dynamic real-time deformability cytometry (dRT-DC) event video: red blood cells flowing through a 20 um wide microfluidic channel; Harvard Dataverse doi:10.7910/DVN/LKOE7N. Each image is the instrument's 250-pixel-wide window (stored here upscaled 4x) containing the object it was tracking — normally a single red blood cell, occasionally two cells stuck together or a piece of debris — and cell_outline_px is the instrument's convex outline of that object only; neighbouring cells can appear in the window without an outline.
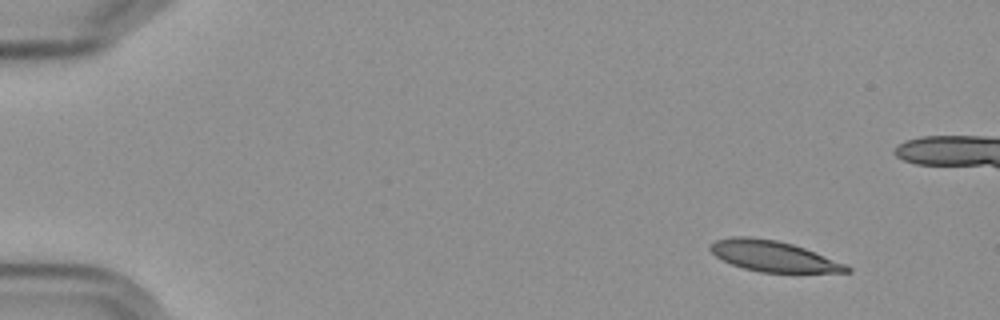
{"species": "Egyptian fruit bat (a non-hibernating species)", "species_latin": "Rousettus aegyptiacus", "temperature_condition": "cold", "stored_images_in_passage": 6, "segment_of_instrument_passage": [1, 2], "camera_frame_rate_fps": 3000, "um_per_image_px": 0.085, "frame": {"image": 1, "passage_image": 1, "time_ms": 0.0, "image_size_px": [1000, 320], "cell_outline_px": [[852, 272], [760, 272], [744, 268], [732, 264], [716, 256], [708, 248], [716, 240], [732, 236], [752, 236], [776, 240], [792, 244], [804, 248], [848, 264], [852, 268]], "centroid_in_image_um": [65.76, 21.77], "position_along_channel_um": 19.2, "area_um2": 24.33}}
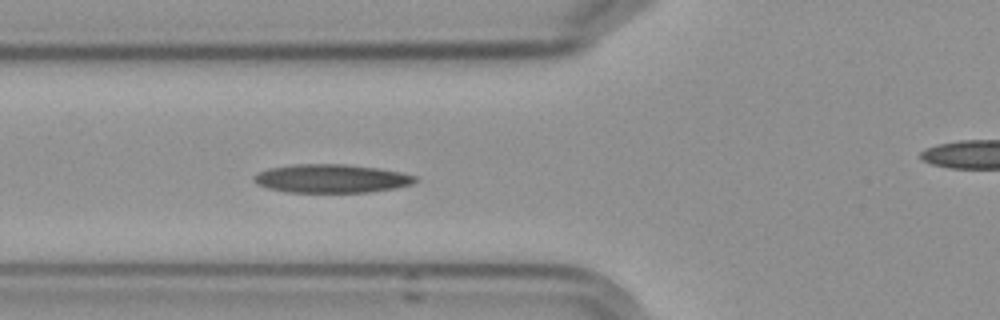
{"frame": {"image": 2, "passage_image": 5, "time_ms": 5.333, "image_size_px": [1000, 320], "cell_outline_px": [[416, 180], [412, 184], [396, 188], [368, 192], [284, 192], [268, 188], [256, 184], [252, 180], [252, 176], [268, 168], [292, 164], [344, 164], [376, 168], [400, 172], [416, 176]], "centroid_in_image_um": [28.11, 15.18], "position_along_channel_um": 97.7, "area_um2": 26.82}}